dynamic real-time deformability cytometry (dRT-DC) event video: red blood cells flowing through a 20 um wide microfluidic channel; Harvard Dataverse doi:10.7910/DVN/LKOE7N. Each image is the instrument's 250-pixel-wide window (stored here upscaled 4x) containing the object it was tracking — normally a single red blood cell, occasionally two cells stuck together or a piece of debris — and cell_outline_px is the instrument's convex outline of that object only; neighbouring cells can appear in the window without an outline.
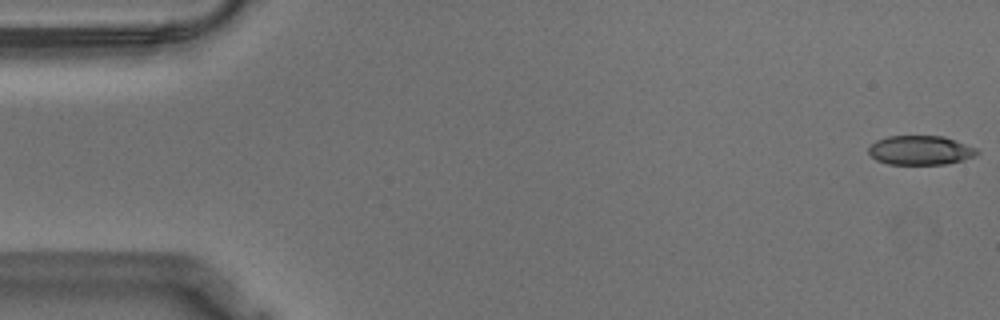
{"species": "Egyptian fruit bat (a non-hibernating species)", "species_latin": "Rousettus aegyptiacus", "temperature_condition": "warm", "stored_images_in_passage": 56, "camera_frame_rate_fps": 3000, "um_per_image_px": 0.085, "animal": {"sex": "male"}, "frame": {"image": 1, "passage_image": 1, "time_ms": 0.0, "image_size_px": [1000, 320], "cell_outline_px": [[980, 152], [976, 156], [964, 160], [944, 164], [888, 164], [876, 160], [868, 152], [868, 148], [876, 140], [888, 136], [944, 136], [956, 140], [976, 148]], "centroid_in_image_um": [78.25, 12.77], "position_along_channel_um": 6.7, "area_um2": 18.55}}
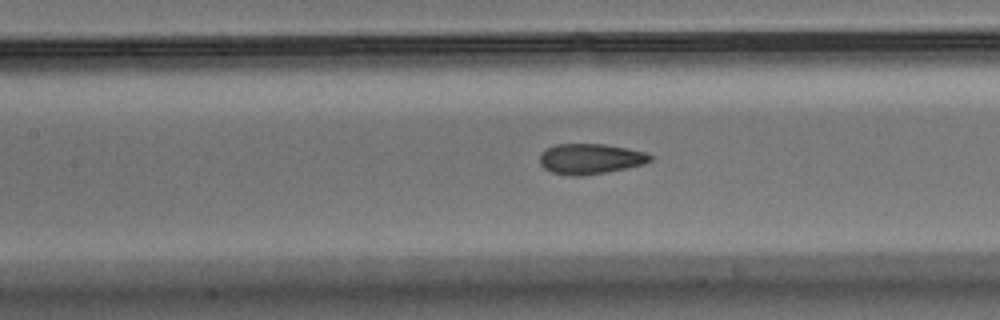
{"frame": {"image": 2, "passage_image": 25, "time_ms": 8.0, "image_size_px": [1000, 320], "cell_outline_px": [[652, 160], [644, 164], [628, 168], [580, 176], [572, 176], [552, 172], [544, 168], [540, 164], [540, 152], [556, 144], [604, 144], [648, 152], [652, 156]], "centroid_in_image_um": [50.19, 13.5], "position_along_channel_um": 157.2, "area_um2": 19.59}}
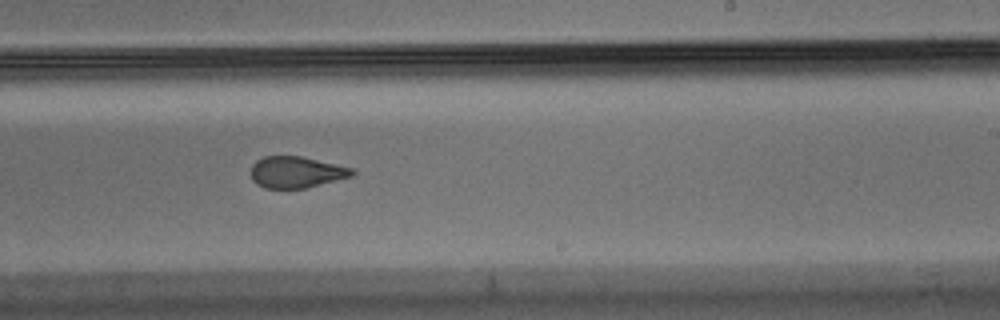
{"frame": {"image": 3, "passage_image": 34, "time_ms": 11.0, "image_size_px": [1000, 320], "cell_outline_px": [[356, 172], [352, 176], [304, 188], [264, 188], [256, 184], [252, 180], [252, 164], [256, 160], [264, 156], [300, 156], [356, 168]], "centroid_in_image_um": [25.2, 14.62], "position_along_channel_um": 263.8, "area_um2": 18.55}, "authors_computed_cell_mechanics": {"area_um2": 19.9699, "velocity_mm_per_s": 3.5611, "shape_relaxation_time_tau1_ms": 7.7039, "shape_relaxation_time_tau2_ms": 1.4304, "deformation_change_tau1": 0.1918, "deformation_change_tau2": 0.0762}}